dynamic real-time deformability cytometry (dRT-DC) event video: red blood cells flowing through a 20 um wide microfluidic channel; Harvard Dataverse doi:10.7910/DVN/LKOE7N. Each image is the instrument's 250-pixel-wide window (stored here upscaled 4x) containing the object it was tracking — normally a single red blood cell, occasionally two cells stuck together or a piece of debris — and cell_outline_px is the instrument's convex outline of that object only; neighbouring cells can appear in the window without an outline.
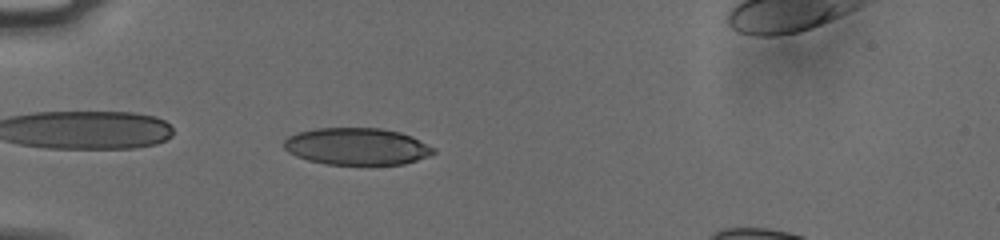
{"species": "human", "species_latin": "Homo sapiens", "temperature_condition": "cold", "stored_images_in_passage": 38, "camera_frame_rate_fps": 3000, "um_per_image_px": 0.085, "donor": {"sex": "male"}, "frame": {"image": 1, "passage_image": 3, "time_ms": 0.667, "image_size_px": [1000, 240], "cell_outline_px": [[436, 152], [428, 156], [404, 164], [328, 164], [308, 160], [296, 156], [288, 152], [284, 148], [284, 140], [288, 136], [296, 132], [316, 128], [384, 128], [400, 132], [412, 136], [436, 148]], "centroid_in_image_um": [30.34, 12.43], "position_along_channel_um": 54.7, "area_um2": 32.37}}
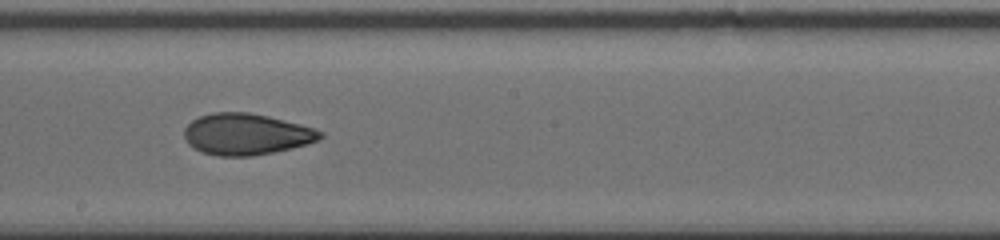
{"frame": {"image": 2, "passage_image": 18, "time_ms": 5.667, "image_size_px": [1000, 240], "cell_outline_px": [[324, 136], [320, 140], [308, 144], [292, 148], [252, 156], [216, 156], [200, 152], [188, 144], [184, 136], [184, 128], [192, 120], [200, 116], [212, 112], [248, 112], [268, 116], [300, 124], [324, 132]], "centroid_in_image_um": [20.93, 11.41], "position_along_channel_um": 227.3, "area_um2": 32.95}}
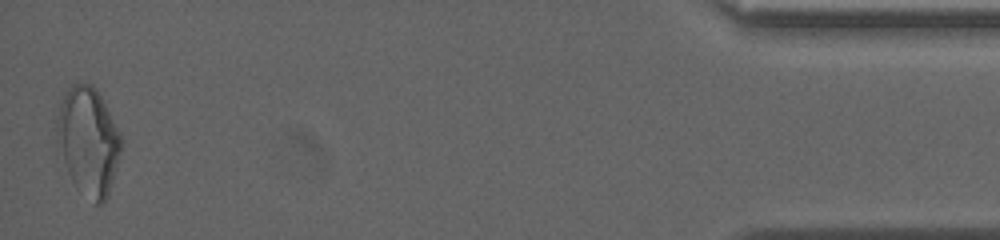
{"frame": {"image": 3, "passage_image": 38, "time_ms": 12.333, "image_size_px": [1000, 240], "cell_outline_px": [[120, 152], [116, 168], [108, 196], [100, 204], [96, 204], [76, 188], [68, 172], [64, 160], [56, 132], [60, 104], [64, 92], [72, 84], [92, 84], [96, 88], [120, 136]], "centroid_in_image_um": [7.49, 12.0], "position_along_channel_um": 427.7, "area_um2": 39.19}, "authors_computed_cell_mechanics": {"area_um2": 32.946, "velocity_mm_per_s": 3.7934, "shape_relaxation_time_tau1_ms": 10.0097, "shape_relaxation_time_tau2_ms": 2.9653, "deformation_change_tau1": 0.2063, "deformation_change_tau2": 0.0873}}